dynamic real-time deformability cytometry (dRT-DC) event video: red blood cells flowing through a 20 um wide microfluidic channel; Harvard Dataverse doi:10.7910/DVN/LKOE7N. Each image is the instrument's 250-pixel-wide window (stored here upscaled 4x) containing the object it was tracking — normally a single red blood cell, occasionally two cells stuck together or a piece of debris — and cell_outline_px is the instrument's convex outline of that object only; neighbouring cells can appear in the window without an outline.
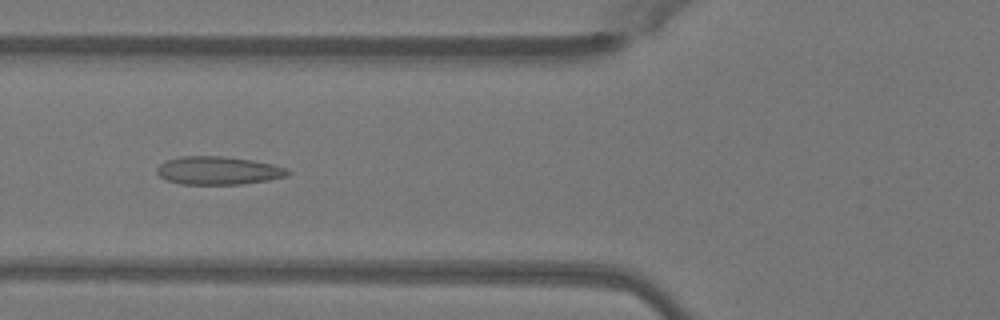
{"species": "Egyptian fruit bat (a non-hibernating species)", "species_latin": "Rousettus aegyptiacus", "temperature_condition": "warm", "stored_images_in_passage": 50, "segment_of_instrument_passage": [1, 2], "camera_frame_rate_fps": 3000, "um_per_image_px": 0.085, "animal": {"sex": "female"}, "frame": {"image": 1, "passage_image": 18, "time_ms": 5.667, "image_size_px": [1000, 320], "cell_outline_px": [[292, 172], [288, 176], [268, 180], [240, 184], [180, 184], [168, 180], [160, 176], [156, 172], [156, 168], [164, 160], [180, 156], [224, 156], [252, 160], [272, 164], [288, 168]], "centroid_in_image_um": [18.56, 14.49], "position_along_channel_um": 107.2, "area_um2": 21.62}}
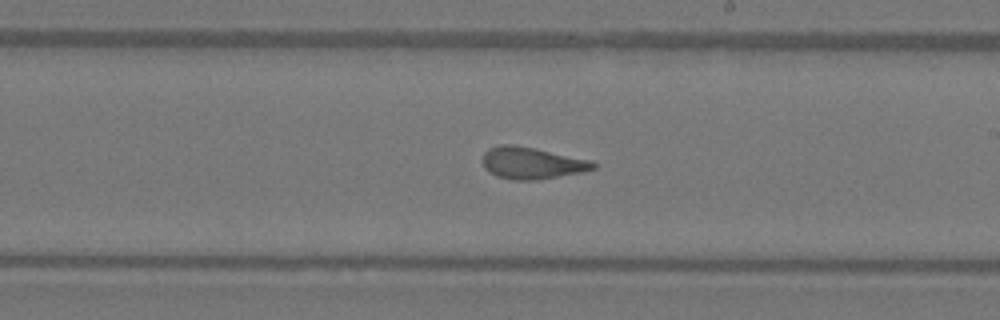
{"frame": {"image": 2, "passage_image": 28, "time_ms": 9.0, "image_size_px": [1000, 320], "cell_outline_px": [[596, 168], [580, 172], [536, 180], [512, 180], [496, 176], [484, 168], [480, 160], [484, 152], [488, 148], [500, 144], [512, 144], [592, 160], [596, 164]], "centroid_in_image_um": [45.13, 13.85], "position_along_channel_um": 243.9, "area_um2": 20.52}}
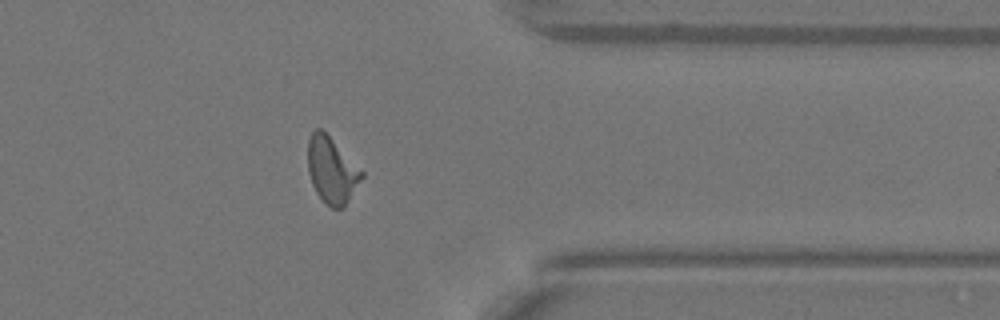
{"frame": {"image": 3, "passage_image": 39, "time_ms": 12.667, "image_size_px": [1000, 320], "cell_outline_px": [[364, 176], [344, 208], [332, 208], [324, 204], [316, 192], [312, 184], [308, 172], [308, 140], [312, 132], [316, 128], [320, 128], [364, 172]], "centroid_in_image_um": [28.19, 14.51], "position_along_channel_um": 383.2, "area_um2": 20.63}}